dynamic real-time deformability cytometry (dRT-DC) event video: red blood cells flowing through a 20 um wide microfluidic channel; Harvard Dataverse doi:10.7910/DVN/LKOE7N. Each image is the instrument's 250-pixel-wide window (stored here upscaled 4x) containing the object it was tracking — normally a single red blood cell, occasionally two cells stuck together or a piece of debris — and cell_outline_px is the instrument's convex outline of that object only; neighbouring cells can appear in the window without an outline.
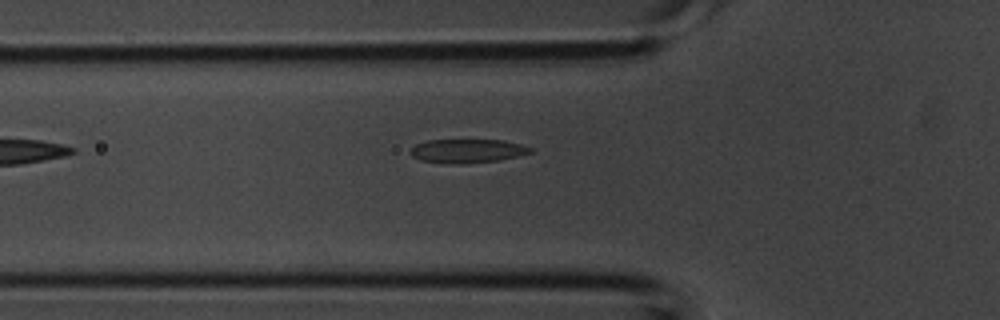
{"species": "common noctule bat (a hibernating species)", "species_latin": "Nyctalus noctula", "temperature_condition": "room temperature", "stored_images_in_passage": 2, "camera_frame_rate_fps": 3000, "um_per_image_px": 0.085, "animal": {"sex": "male", "body_mass_g": 20.1, "forearm_length_mm": 53.5}, "frame": {"image": 1, "passage_image": 2, "time_ms": 0.333, "image_size_px": [1000, 320], "cell_outline_px": [[532, 152], [500, 160], [464, 164], [444, 164], [420, 160], [412, 156], [408, 152], [416, 144], [428, 140], [504, 140], [520, 144], [532, 148]], "centroid_in_image_um": [39.68, 12.84], "position_along_channel_um": 86.1, "area_um2": 16.76}}